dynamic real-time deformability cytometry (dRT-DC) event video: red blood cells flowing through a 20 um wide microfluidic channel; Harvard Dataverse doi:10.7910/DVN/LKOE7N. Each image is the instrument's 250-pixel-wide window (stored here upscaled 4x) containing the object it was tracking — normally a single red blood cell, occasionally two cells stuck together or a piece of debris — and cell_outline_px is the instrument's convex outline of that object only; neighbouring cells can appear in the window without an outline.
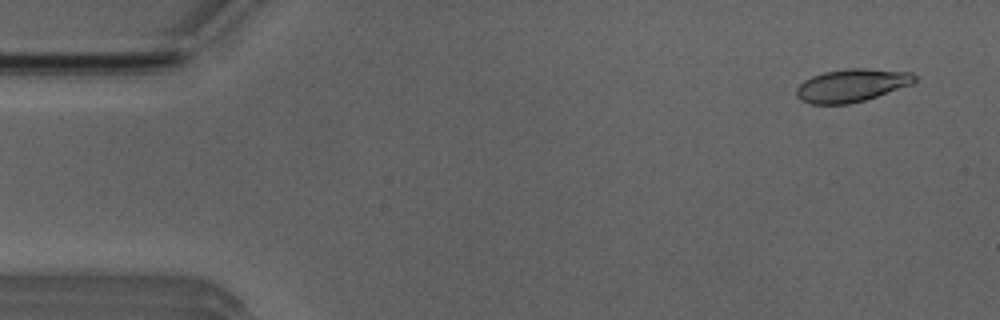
{"species": "Egyptian fruit bat (a non-hibernating species)", "species_latin": "Rousettus aegyptiacus", "temperature_condition": "room temperature", "stored_images_in_passage": 4, "camera_frame_rate_fps": 3000, "um_per_image_px": 0.085, "animal": {"sex": "male"}, "frame": {"image": 1, "passage_image": 1, "time_ms": 0.0, "image_size_px": [1000, 320], "cell_outline_px": [[916, 80], [912, 84], [864, 100], [848, 104], [812, 104], [800, 100], [796, 96], [796, 88], [804, 80], [812, 76], [824, 72], [848, 68], [864, 68], [912, 72], [916, 76]], "centroid_in_image_um": [72.37, 7.25], "position_along_channel_um": 12.6, "area_um2": 22.6}}